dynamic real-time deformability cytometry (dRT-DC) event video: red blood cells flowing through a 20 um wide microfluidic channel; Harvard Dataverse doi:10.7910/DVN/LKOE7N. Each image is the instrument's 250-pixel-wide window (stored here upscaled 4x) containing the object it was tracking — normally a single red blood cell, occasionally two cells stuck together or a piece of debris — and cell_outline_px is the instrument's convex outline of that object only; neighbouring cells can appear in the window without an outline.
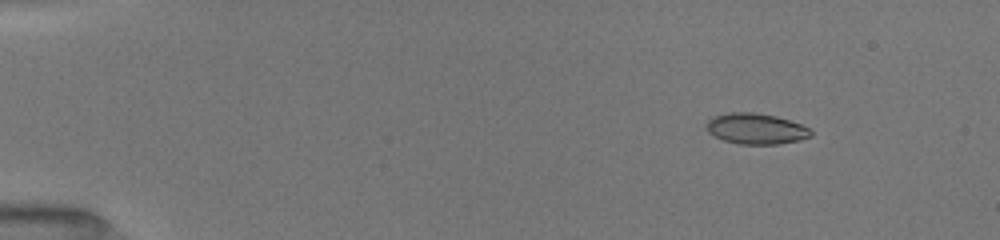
{"species": "common noctule bat (a hibernating species)", "species_latin": "Nyctalus noctula", "temperature_condition": "room temperature", "stored_images_in_passage": 13, "camera_frame_rate_fps": 3000, "um_per_image_px": 0.085, "animal": {"sex": "female", "body_mass_g": 19.5, "forearm_length_mm": 54.1}, "frame": {"image": 1, "passage_image": 1, "time_ms": 0.0, "image_size_px": [1000, 240], "cell_outline_px": [[812, 136], [800, 140], [776, 144], [740, 144], [724, 140], [708, 132], [708, 120], [716, 116], [728, 112], [752, 112], [776, 116], [800, 124], [808, 128], [812, 132]], "centroid_in_image_um": [64.28, 10.94], "position_along_channel_um": 20.7, "area_um2": 18.44}}
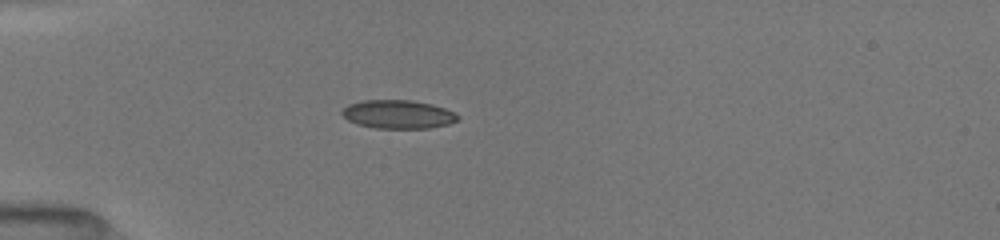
{"frame": {"image": 2, "passage_image": 10, "time_ms": 3.0, "image_size_px": [1000, 240], "cell_outline_px": [[460, 120], [448, 124], [428, 128], [376, 128], [356, 124], [348, 120], [340, 112], [348, 104], [364, 100], [412, 100], [432, 104], [456, 112], [460, 116]], "centroid_in_image_um": [33.86, 9.71], "position_along_channel_um": 51.1, "area_um2": 19.36}}
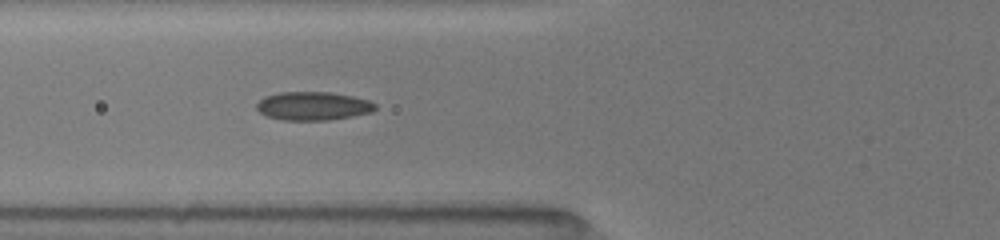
{"frame": {"image": 3, "passage_image": 13, "time_ms": 4.667, "image_size_px": [1000, 240], "cell_outline_px": [[376, 108], [372, 112], [352, 116], [328, 120], [284, 120], [264, 116], [256, 108], [256, 104], [264, 96], [280, 92], [328, 92], [352, 96], [368, 100], [376, 104]], "centroid_in_image_um": [26.58, 9.01], "position_along_channel_um": 99.2, "area_um2": 19.71}}